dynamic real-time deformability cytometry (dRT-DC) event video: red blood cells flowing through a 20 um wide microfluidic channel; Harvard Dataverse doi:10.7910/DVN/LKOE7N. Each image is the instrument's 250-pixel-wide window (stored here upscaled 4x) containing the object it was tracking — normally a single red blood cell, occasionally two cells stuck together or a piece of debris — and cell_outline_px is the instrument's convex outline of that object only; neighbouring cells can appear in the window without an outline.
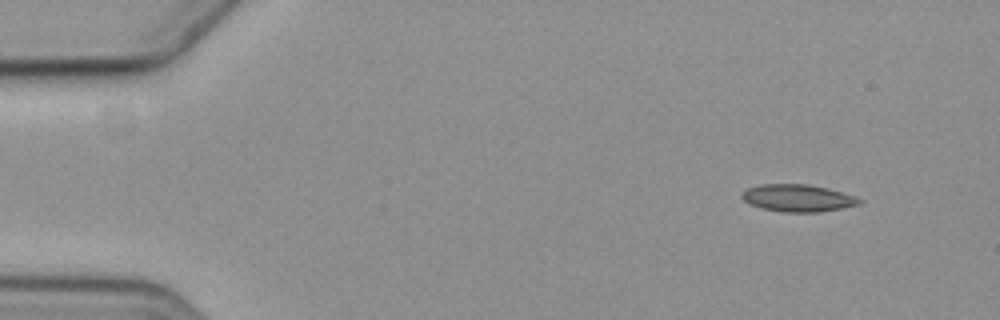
{"species": "common noctule bat (a hibernating species)", "species_latin": "Nyctalus noctula", "temperature_condition": "cold", "stored_images_in_passage": 4, "camera_frame_rate_fps": 3000, "um_per_image_px": 0.085, "animal": {"sex": "female", "body_mass_g": 19.3, "forearm_length_mm": 54.1}, "frame": {"image": 1, "passage_image": 1, "time_ms": 0.0, "image_size_px": [1000, 320], "cell_outline_px": [[864, 200], [860, 204], [820, 212], [784, 212], [764, 208], [752, 204], [744, 200], [740, 196], [748, 188], [760, 184], [808, 184], [828, 188]], "centroid_in_image_um": [67.82, 16.83], "position_along_channel_um": 17.2, "area_um2": 18.32}}
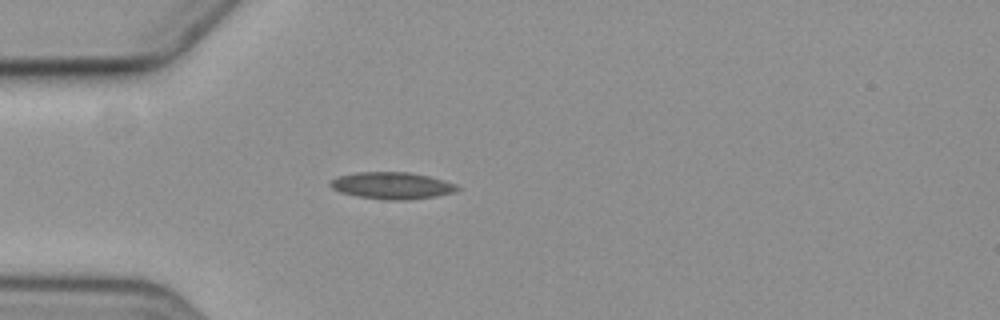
{"frame": {"image": 2, "passage_image": 4, "time_ms": 3.667, "image_size_px": [1000, 320], "cell_outline_px": [[460, 188], [456, 192], [436, 196], [408, 200], [384, 200], [360, 196], [340, 192], [332, 188], [328, 184], [332, 180], [340, 176], [356, 172], [408, 172], [428, 176], [444, 180], [456, 184]], "centroid_in_image_um": [33.35, 15.78], "position_along_channel_um": 51.6, "area_um2": 19.83}}